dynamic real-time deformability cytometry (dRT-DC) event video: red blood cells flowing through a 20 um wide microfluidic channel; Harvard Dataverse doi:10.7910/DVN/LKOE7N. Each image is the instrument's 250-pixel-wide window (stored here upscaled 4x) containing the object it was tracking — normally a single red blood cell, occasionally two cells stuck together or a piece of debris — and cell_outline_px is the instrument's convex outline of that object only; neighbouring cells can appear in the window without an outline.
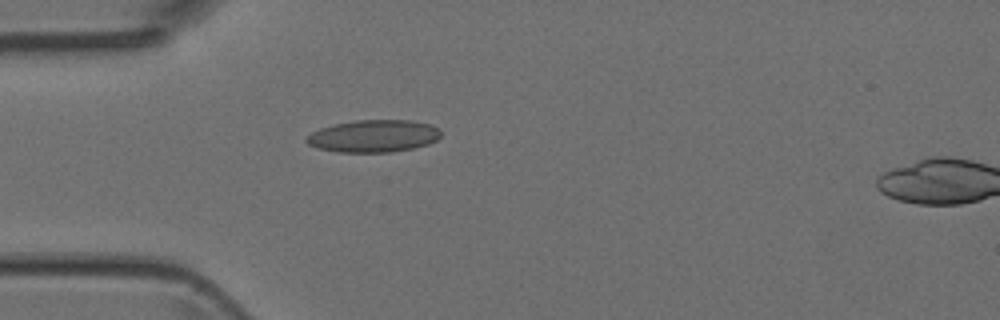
{"species": "Egyptian fruit bat (a non-hibernating species)", "species_latin": "Rousettus aegyptiacus", "temperature_condition": "room temperature", "stored_images_in_passage": 2, "camera_frame_rate_fps": 3000, "um_per_image_px": 0.085, "animal": {"sex": "female"}, "frame": {"image": 1, "passage_image": 1, "time_ms": 0.0, "image_size_px": [1000, 320], "cell_outline_px": [[440, 136], [436, 140], [428, 144], [412, 148], [388, 152], [340, 152], [320, 148], [308, 144], [304, 140], [312, 132], [320, 128], [336, 124], [356, 120], [408, 120], [428, 124], [436, 128], [440, 132]], "centroid_in_image_um": [31.73, 11.56], "position_along_channel_um": 53.3, "area_um2": 24.91}}